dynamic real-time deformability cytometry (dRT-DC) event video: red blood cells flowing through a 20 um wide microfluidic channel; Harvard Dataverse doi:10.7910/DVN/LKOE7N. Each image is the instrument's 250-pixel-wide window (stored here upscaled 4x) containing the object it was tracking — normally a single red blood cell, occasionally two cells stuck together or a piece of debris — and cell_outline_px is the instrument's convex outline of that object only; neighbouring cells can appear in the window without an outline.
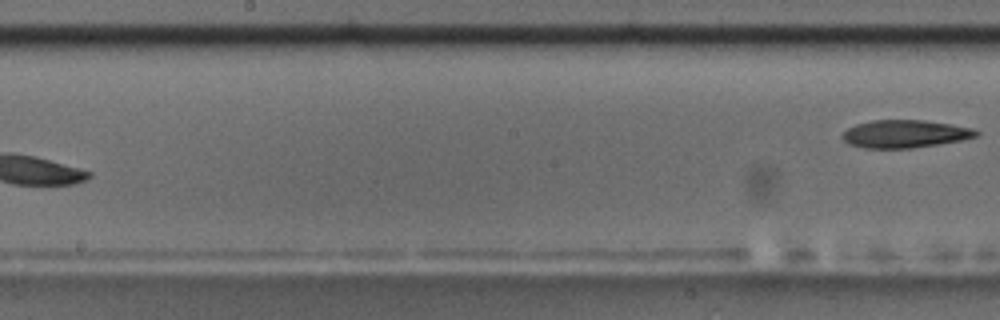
{"species": "common noctule bat (a hibernating species)", "species_latin": "Nyctalus noctula", "temperature_condition": "room temperature", "stored_images_in_passage": 9, "segment_of_instrument_passage": [2, 2], "camera_frame_rate_fps": 3000, "um_per_image_px": 0.085, "animal": {"sex": "male", "body_mass_g": 17.5, "forearm_length_mm": 52.3}, "frame": {"image": 1, "passage_image": 9, "time_ms": 9.333, "image_size_px": [1000, 320], "cell_outline_px": [[980, 136], [940, 144], [912, 148], [864, 148], [848, 144], [840, 136], [848, 128], [856, 124], [872, 120], [924, 120], [952, 124], [976, 128], [980, 132]], "centroid_in_image_um": [76.96, 11.38], "position_along_channel_um": 171.2, "area_um2": 21.91}}